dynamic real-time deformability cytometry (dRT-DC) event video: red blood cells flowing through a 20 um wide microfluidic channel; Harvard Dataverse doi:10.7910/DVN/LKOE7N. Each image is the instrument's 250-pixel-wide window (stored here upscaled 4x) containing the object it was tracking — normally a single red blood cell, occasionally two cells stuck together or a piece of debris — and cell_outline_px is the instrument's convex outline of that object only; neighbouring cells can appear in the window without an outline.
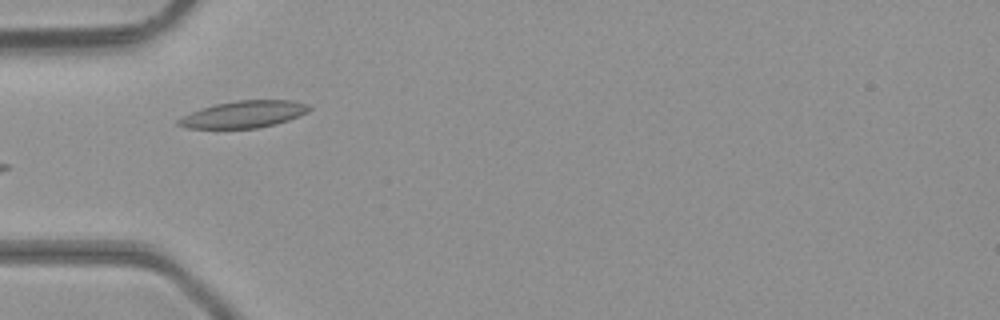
{"species": "common noctule bat (a hibernating species)", "species_latin": "Nyctalus noctula", "temperature_condition": "room temperature", "stored_images_in_passage": 3, "camera_frame_rate_fps": 3000, "um_per_image_px": 0.085, "animal": {"sex": "male", "body_mass_g": 23.1, "forearm_length_mm": 52.7}, "frame": {"image": 1, "passage_image": 2, "time_ms": 0.333, "image_size_px": [1000, 320], "cell_outline_px": [[312, 108], [308, 112], [288, 120], [276, 124], [260, 128], [184, 128], [176, 124], [176, 120], [192, 112], [216, 104], [236, 100], [292, 100], [308, 104]], "centroid_in_image_um": [20.75, 9.72], "position_along_channel_um": 64.2, "area_um2": 20.46}}
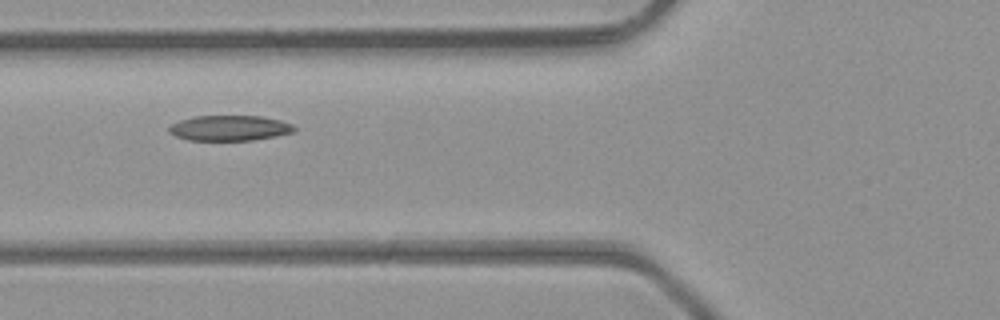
{"frame": {"image": 2, "passage_image": 3, "time_ms": 0.667, "image_size_px": [1000, 320], "cell_outline_px": [[296, 128], [292, 132], [276, 136], [252, 140], [188, 140], [176, 136], [168, 132], [168, 128], [172, 124], [180, 120], [192, 116], [260, 116], [280, 120], [292, 124]], "centroid_in_image_um": [19.49, 10.88], "position_along_channel_um": 106.3, "area_um2": 18.44}}